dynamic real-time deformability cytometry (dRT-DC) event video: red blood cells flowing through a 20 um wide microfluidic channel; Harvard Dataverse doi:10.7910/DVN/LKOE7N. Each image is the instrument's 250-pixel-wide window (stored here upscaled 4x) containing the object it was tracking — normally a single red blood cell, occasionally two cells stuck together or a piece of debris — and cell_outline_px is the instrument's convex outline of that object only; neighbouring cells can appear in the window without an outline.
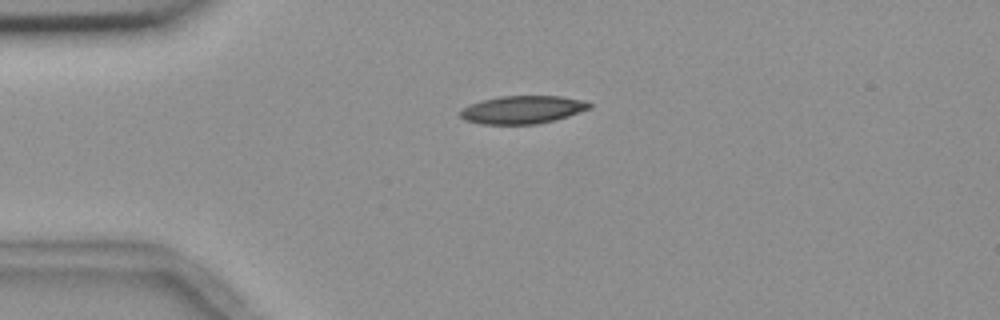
{"species": "common noctule bat (a hibernating species)", "species_latin": "Nyctalus noctula", "temperature_condition": "room temperature", "stored_images_in_passage": 43, "camera_frame_rate_fps": 3000, "um_per_image_px": 0.085, "animal": {"sex": "female", "body_mass_g": 18.4}, "frame": {"image": 1, "passage_image": 1, "time_ms": 0.0, "image_size_px": [1000, 320], "cell_outline_px": [[592, 108], [556, 120], [536, 124], [480, 124], [464, 120], [460, 116], [460, 112], [464, 108], [480, 100], [500, 96], [560, 96], [584, 100], [592, 104]], "centroid_in_image_um": [44.44, 9.32], "position_along_channel_um": 40.6, "area_um2": 21.1}}
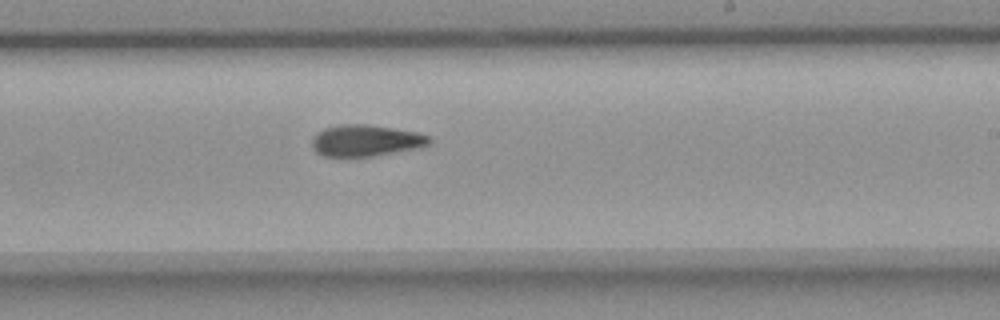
{"frame": {"image": 2, "passage_image": 21, "time_ms": 6.667, "image_size_px": [1000, 320], "cell_outline_px": [[432, 140], [428, 144], [420, 148], [376, 156], [324, 156], [316, 152], [312, 148], [312, 140], [316, 132], [324, 128], [340, 124], [368, 124], [416, 132], [428, 136]], "centroid_in_image_um": [31.08, 11.95], "position_along_channel_um": 257.9, "area_um2": 21.62}}
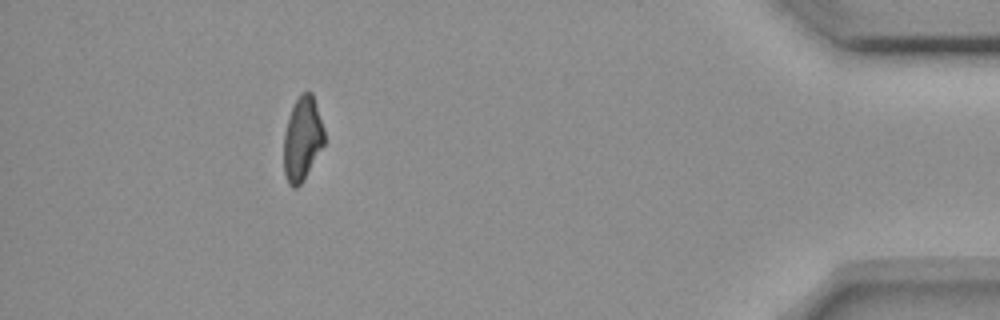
{"frame": {"image": 3, "passage_image": 38, "time_ms": 12.333, "image_size_px": [1000, 320], "cell_outline_px": [[324, 144], [300, 184], [296, 188], [292, 188], [288, 184], [284, 172], [284, 132], [292, 108], [300, 92], [312, 92], [324, 128]], "centroid_in_image_um": [25.69, 11.79], "position_along_channel_um": 409.5, "area_um2": 19.54}, "authors_computed_cell_mechanics": {"area_um2": 21.386, "velocity_mm_per_s": 3.6617, "shape_relaxation_time_tau1_ms": 6.1452, "shape_relaxation_time_tau2_ms": 8.2458, "deformation_change_tau1": 0.1773, "deformation_change_tau2": 0.1668}}